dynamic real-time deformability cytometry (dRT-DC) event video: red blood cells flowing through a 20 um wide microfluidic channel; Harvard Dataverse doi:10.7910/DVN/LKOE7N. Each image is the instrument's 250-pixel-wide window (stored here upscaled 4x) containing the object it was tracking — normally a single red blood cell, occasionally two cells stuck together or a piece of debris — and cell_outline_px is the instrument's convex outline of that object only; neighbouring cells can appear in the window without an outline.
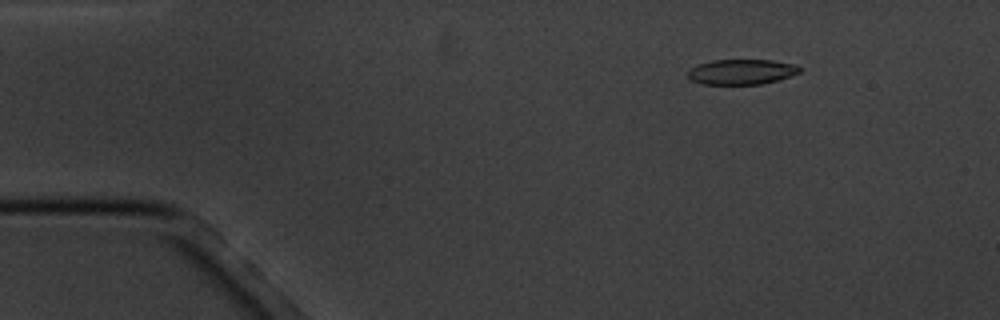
{"species": "common noctule bat (a hibernating species)", "species_latin": "Nyctalus noctula", "temperature_condition": "cold", "stored_images_in_passage": 5, "camera_frame_rate_fps": 3000, "um_per_image_px": 0.085, "animal": {"sex": "male", "body_mass_g": 20.1, "forearm_length_mm": 53.5}, "frame": {"image": 1, "passage_image": 3, "time_ms": 2.333, "image_size_px": [1000, 320], "cell_outline_px": [[800, 72], [776, 80], [760, 84], [704, 84], [688, 80], [688, 72], [692, 68], [700, 64], [712, 60], [772, 60], [796, 64], [800, 68]], "centroid_in_image_um": [63.01, 6.1], "position_along_channel_um": 22.0, "area_um2": 16.24}}